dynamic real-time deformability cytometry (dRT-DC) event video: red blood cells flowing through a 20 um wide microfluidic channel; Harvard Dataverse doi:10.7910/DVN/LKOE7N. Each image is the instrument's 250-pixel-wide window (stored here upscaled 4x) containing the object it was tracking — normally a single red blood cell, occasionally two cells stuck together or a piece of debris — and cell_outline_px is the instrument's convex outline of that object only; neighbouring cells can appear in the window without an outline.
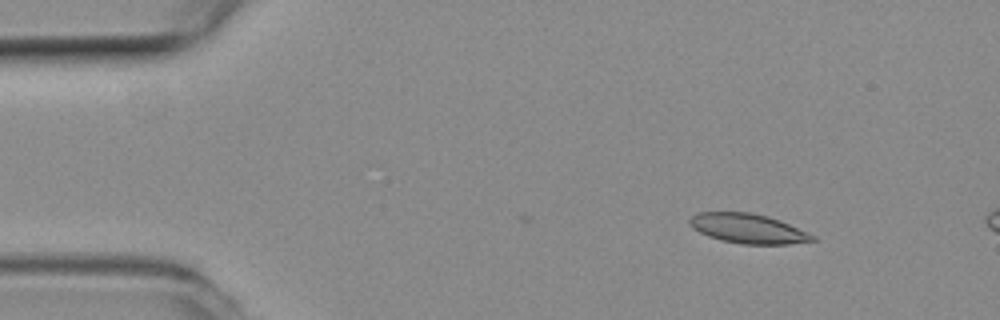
{"species": "common noctule bat (a hibernating species)", "species_latin": "Nyctalus noctula", "temperature_condition": "room temperature", "stored_images_in_passage": 2, "camera_frame_rate_fps": 3000, "um_per_image_px": 0.085, "animal": {"sex": "female", "body_mass_g": 19.3, "forearm_length_mm": 54.1}, "frame": {"image": 1, "passage_image": 2, "time_ms": 0.333, "image_size_px": [1000, 320], "cell_outline_px": [[816, 240], [788, 244], [740, 244], [720, 240], [708, 236], [692, 228], [688, 224], [688, 220], [696, 212], [748, 212], [768, 216], [780, 220], [816, 236]], "centroid_in_image_um": [63.55, 19.42], "position_along_channel_um": 21.5, "area_um2": 21.27}}